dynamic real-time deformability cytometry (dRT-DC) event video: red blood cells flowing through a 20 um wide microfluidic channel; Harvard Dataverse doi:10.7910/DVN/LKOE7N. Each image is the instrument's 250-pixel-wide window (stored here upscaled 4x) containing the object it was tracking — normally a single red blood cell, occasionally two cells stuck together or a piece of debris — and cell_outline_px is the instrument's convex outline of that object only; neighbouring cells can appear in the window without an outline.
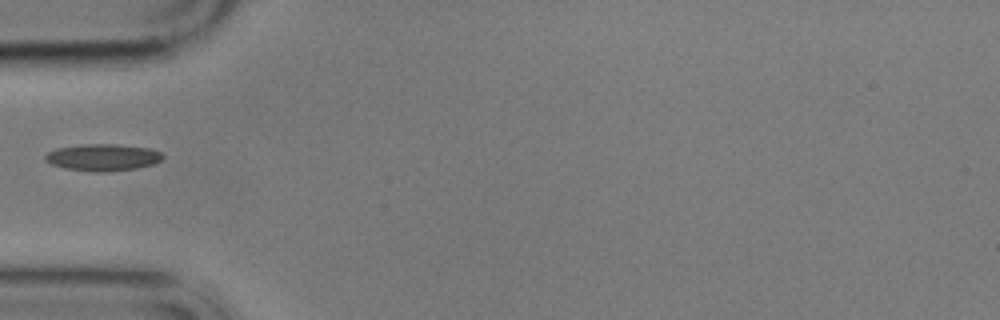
{"species": "common noctule bat (a hibernating species)", "species_latin": "Nyctalus noctula", "temperature_condition": "cold", "stored_images_in_passage": 1, "camera_frame_rate_fps": 3000, "um_per_image_px": 0.085, "animal": {"sex": "male", "body_mass_g": 17.9}, "frame": {"image": 1, "passage_image": 1, "time_ms": 0.0, "image_size_px": [1000, 320], "cell_outline_px": [[164, 156], [160, 160], [152, 164], [136, 168], [108, 172], [92, 172], [64, 168], [52, 164], [44, 160], [44, 156], [48, 152], [56, 148], [80, 144], [116, 144], [148, 148], [160, 152]], "centroid_in_image_um": [8.69, 13.38], "position_along_channel_um": 76.3, "area_um2": 18.44}}